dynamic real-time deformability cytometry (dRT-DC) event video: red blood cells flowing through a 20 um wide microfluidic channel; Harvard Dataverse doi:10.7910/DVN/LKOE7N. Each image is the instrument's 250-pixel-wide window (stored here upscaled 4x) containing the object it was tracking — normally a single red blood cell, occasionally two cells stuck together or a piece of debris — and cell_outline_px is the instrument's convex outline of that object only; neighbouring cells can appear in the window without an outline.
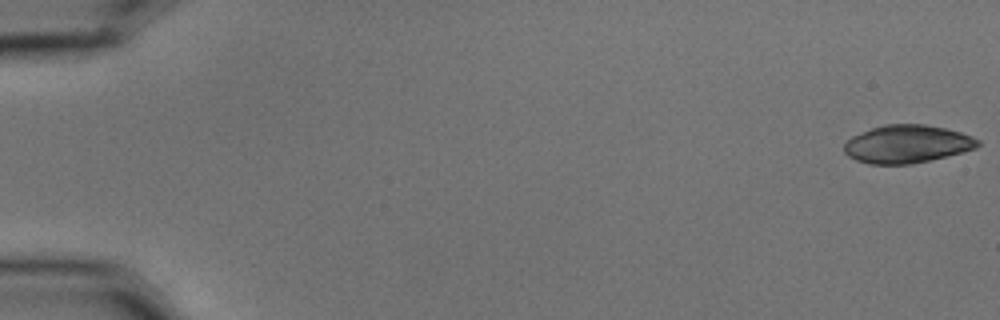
{"species": "common noctule bat (a hibernating species)", "species_latin": "Nyctalus noctula", "temperature_condition": "cold", "stored_images_in_passage": 56, "camera_frame_rate_fps": 3000, "um_per_image_px": 0.085, "animal": {"sex": "male", "body_mass_g": 15.6}, "frame": {"image": 1, "passage_image": 1, "time_ms": 0.0, "image_size_px": [1000, 320], "cell_outline_px": [[980, 144], [976, 148], [964, 152], [912, 164], [868, 164], [856, 160], [848, 156], [844, 152], [844, 144], [852, 136], [872, 128], [884, 124], [924, 124], [944, 128], [960, 132], [972, 136], [980, 140]], "centroid_in_image_um": [77.11, 12.25], "position_along_channel_um": 7.9, "area_um2": 29.59}}
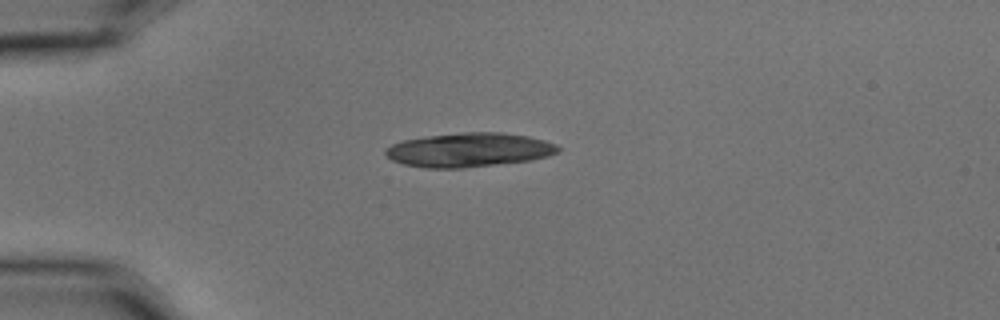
{"frame": {"image": 2, "passage_image": 15, "time_ms": 4.667, "image_size_px": [1000, 320], "cell_outline_px": [[560, 152], [548, 156], [532, 160], [464, 168], [424, 168], [404, 164], [392, 160], [384, 152], [384, 148], [392, 144], [404, 140], [428, 136], [464, 132], [500, 132], [528, 136], [544, 140], [556, 144], [560, 148]], "centroid_in_image_um": [39.88, 12.74], "position_along_channel_um": 45.1, "area_um2": 34.33}}